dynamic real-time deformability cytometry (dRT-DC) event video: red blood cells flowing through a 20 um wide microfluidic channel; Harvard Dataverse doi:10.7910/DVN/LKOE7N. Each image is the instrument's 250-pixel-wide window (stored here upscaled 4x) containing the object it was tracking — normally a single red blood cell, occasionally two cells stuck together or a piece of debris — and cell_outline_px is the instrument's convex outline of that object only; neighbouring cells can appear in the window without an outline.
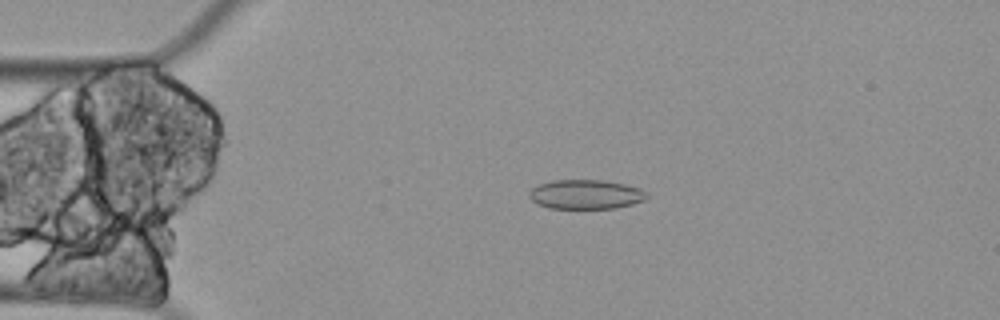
{"species": "Egyptian fruit bat (a non-hibernating species)", "species_latin": "Rousettus aegyptiacus", "temperature_condition": "cold", "stored_images_in_passage": 59, "camera_frame_rate_fps": 3000, "um_per_image_px": 0.085, "animal": {"sex": "female"}, "frame": {"image": 1, "passage_image": 13, "time_ms": 4.0, "image_size_px": [1000, 320], "cell_outline_px": [[648, 196], [644, 200], [632, 204], [616, 208], [548, 208], [532, 200], [528, 196], [528, 192], [532, 188], [540, 184], [552, 180], [600, 180], [624, 184], [640, 188], [648, 192]], "centroid_in_image_um": [49.8, 16.52], "position_along_channel_um": 35.2, "area_um2": 20.06}}
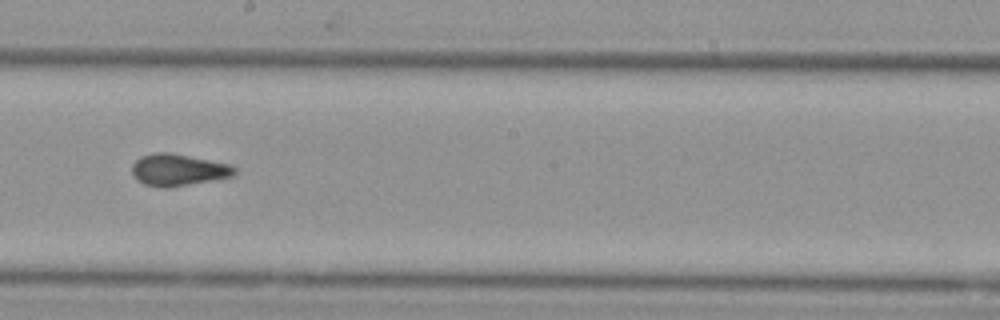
{"frame": {"image": 2, "passage_image": 33, "time_ms": 10.667, "image_size_px": [1000, 320], "cell_outline_px": [[236, 172], [232, 176], [168, 188], [160, 188], [144, 184], [136, 180], [132, 172], [132, 164], [140, 156], [156, 152], [168, 152], [228, 164], [236, 168]], "centroid_in_image_um": [15.08, 14.45], "position_along_channel_um": 233.1, "area_um2": 18.84}}
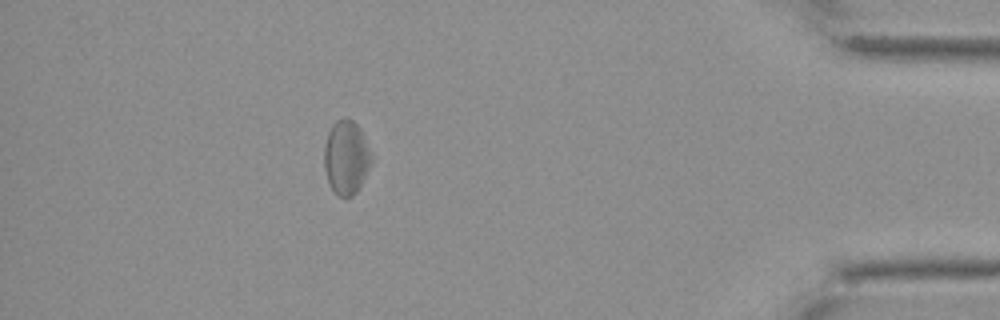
{"frame": {"image": 3, "passage_image": 53, "time_ms": 17.333, "image_size_px": [1000, 320], "cell_outline_px": [[372, 156], [368, 168], [356, 192], [352, 196], [340, 196], [332, 188], [328, 180], [324, 168], [324, 144], [328, 132], [332, 124], [336, 120], [344, 116], [352, 120], [360, 128]], "centroid_in_image_um": [29.4, 13.32], "position_along_channel_um": 405.8, "area_um2": 20.0}, "authors_computed_cell_mechanics": {"area_um2": 19.9988, "velocity_mm_per_s": 3.3062, "shape_relaxation_time_tau1_ms": null, "shape_relaxation_time_tau2_ms": 3.1074, "deformation_change_tau1": null, "deformation_change_tau2": 0.0789}}